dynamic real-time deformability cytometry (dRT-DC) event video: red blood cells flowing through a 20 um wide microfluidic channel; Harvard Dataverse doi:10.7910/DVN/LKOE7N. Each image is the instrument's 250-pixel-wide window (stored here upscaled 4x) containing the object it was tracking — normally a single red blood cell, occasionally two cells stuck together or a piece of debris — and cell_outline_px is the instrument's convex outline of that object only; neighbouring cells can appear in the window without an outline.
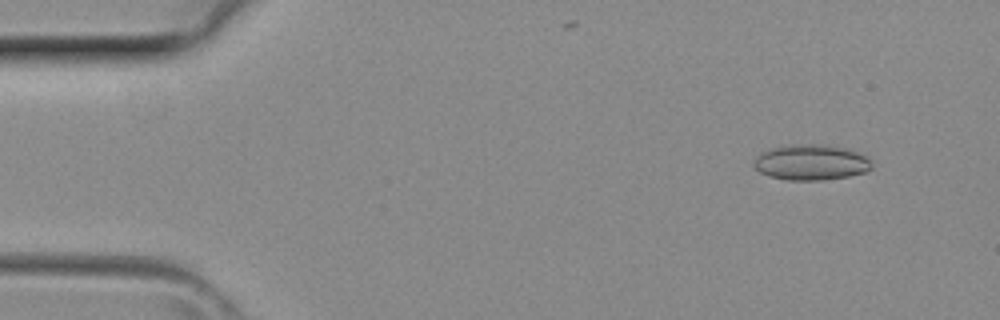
{"species": "common noctule bat (a hibernating species)", "species_latin": "Nyctalus noctula", "temperature_condition": "room temperature", "stored_images_in_passage": 3, "camera_frame_rate_fps": 3000, "um_per_image_px": 0.085, "animal": {"sex": "female", "body_mass_g": 29.2, "forearm_length_mm": 56.3}, "frame": {"image": 1, "passage_image": 1, "time_ms": 0.0, "image_size_px": [1000, 320], "cell_outline_px": [[872, 168], [864, 172], [848, 176], [824, 180], [788, 180], [768, 176], [760, 172], [752, 164], [756, 156], [760, 152], [772, 148], [808, 144], [816, 144], [848, 148], [868, 156], [872, 160]], "centroid_in_image_um": [68.97, 13.81], "position_along_channel_um": 16.0, "area_um2": 24.45}}